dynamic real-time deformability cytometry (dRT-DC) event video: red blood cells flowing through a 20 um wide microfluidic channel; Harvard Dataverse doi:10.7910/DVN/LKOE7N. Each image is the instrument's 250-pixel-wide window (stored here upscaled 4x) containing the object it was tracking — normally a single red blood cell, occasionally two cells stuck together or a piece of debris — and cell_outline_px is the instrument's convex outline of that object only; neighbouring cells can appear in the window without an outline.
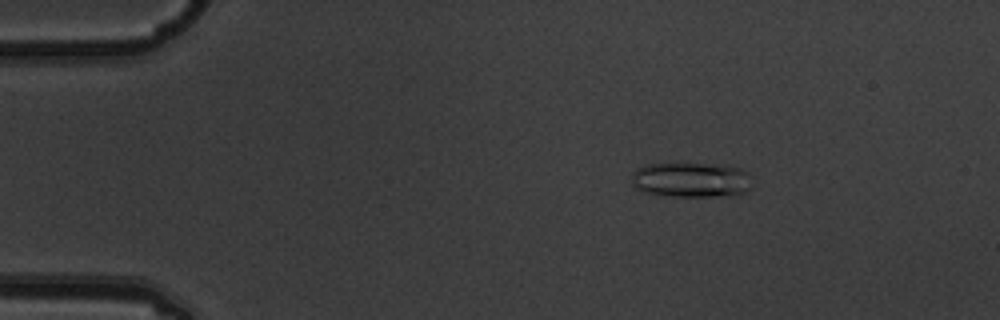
{"species": "common noctule bat (a hibernating species)", "species_latin": "Nyctalus noctula", "temperature_condition": "warm", "stored_images_in_passage": 5, "camera_frame_rate_fps": 3000, "um_per_image_px": 0.085, "animal": {"sex": "male", "body_mass_g": 19.5, "forearm_length_mm": 54.6}, "frame": {"image": 1, "passage_image": 3, "time_ms": 0.667, "image_size_px": [1000, 320], "cell_outline_px": [[752, 188], [736, 196], [672, 196], [648, 192], [632, 188], [632, 172], [636, 168], [648, 164], [728, 164], [740, 168], [744, 172]], "centroid_in_image_um": [58.73, 15.29], "position_along_channel_um": 26.3, "area_um2": 24.62}}